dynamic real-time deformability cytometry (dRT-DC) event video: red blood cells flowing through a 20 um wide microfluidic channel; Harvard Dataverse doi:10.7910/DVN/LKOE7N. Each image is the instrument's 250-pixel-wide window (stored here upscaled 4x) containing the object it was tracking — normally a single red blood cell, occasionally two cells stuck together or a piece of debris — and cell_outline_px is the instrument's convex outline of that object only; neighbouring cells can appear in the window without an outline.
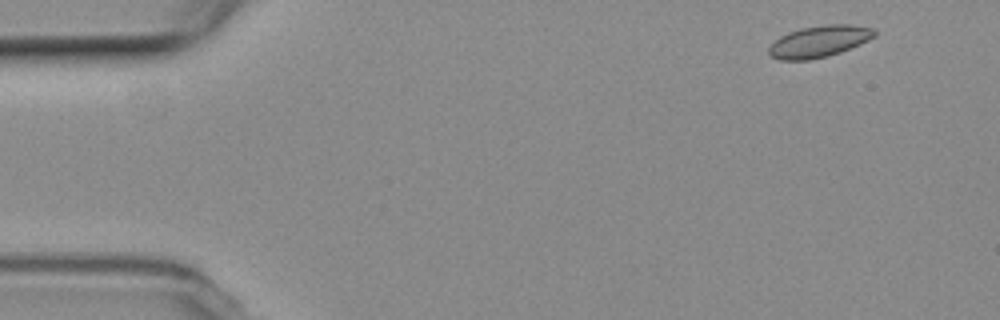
{"species": "common noctule bat (a hibernating species)", "species_latin": "Nyctalus noctula", "temperature_condition": "room temperature", "stored_images_in_passage": 3, "camera_frame_rate_fps": 3000, "um_per_image_px": 0.085, "animal": {"sex": "female", "body_mass_g": 19.3, "forearm_length_mm": 54.1}, "frame": {"image": 1, "passage_image": 1, "time_ms": 0.0, "image_size_px": [1000, 320], "cell_outline_px": [[876, 36], [860, 44], [840, 52], [828, 56], [808, 60], [780, 60], [772, 56], [768, 52], [768, 48], [780, 36], [788, 32], [800, 28], [828, 24], [852, 24], [876, 28]], "centroid_in_image_um": [69.66, 3.51], "position_along_channel_um": 15.3, "area_um2": 19.54}}
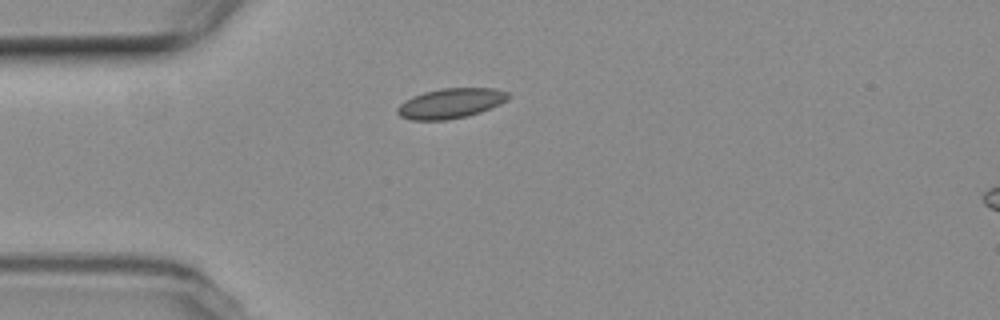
{"frame": {"image": 2, "passage_image": 3, "time_ms": 3.333, "image_size_px": [1000, 320], "cell_outline_px": [[508, 100], [500, 104], [480, 112], [468, 116], [448, 120], [412, 120], [400, 116], [396, 112], [396, 108], [404, 100], [412, 96], [424, 92], [440, 88], [496, 88], [508, 92]], "centroid_in_image_um": [38.29, 8.78], "position_along_channel_um": 46.7, "area_um2": 19.54}}